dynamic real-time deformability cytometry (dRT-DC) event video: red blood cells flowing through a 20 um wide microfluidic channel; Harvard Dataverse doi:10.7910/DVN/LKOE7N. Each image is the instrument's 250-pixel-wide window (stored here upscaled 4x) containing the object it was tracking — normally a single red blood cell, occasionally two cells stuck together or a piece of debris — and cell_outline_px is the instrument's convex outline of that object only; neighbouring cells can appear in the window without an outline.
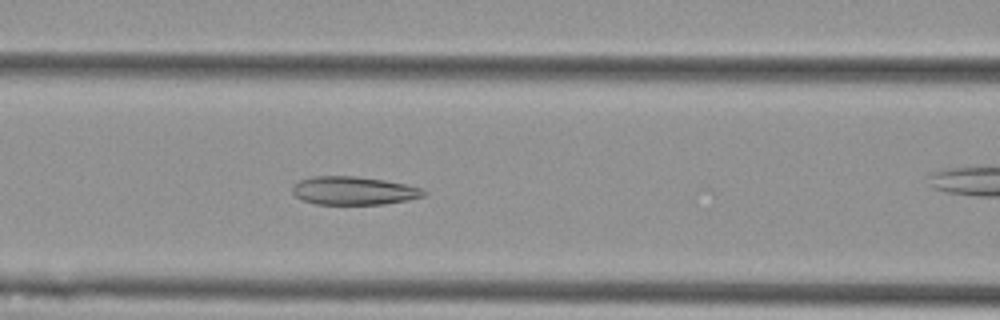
{"species": "Egyptian fruit bat (a non-hibernating species)", "species_latin": "Rousettus aegyptiacus", "temperature_condition": "cold", "stored_images_in_passage": 44, "camera_frame_rate_fps": 3000, "um_per_image_px": 0.085, "animal": {"sex": "female"}, "frame": {"image": 1, "passage_image": 23, "time_ms": 7.333, "image_size_px": [1000, 320], "cell_outline_px": [[428, 192], [424, 196], [408, 200], [384, 204], [316, 204], [304, 200], [296, 196], [292, 192], [292, 184], [296, 180], [312, 176], [356, 176], [384, 180], [404, 184], [420, 188]], "centroid_in_image_um": [30.02, 16.2], "position_along_channel_um": 136.6, "area_um2": 21.73}}
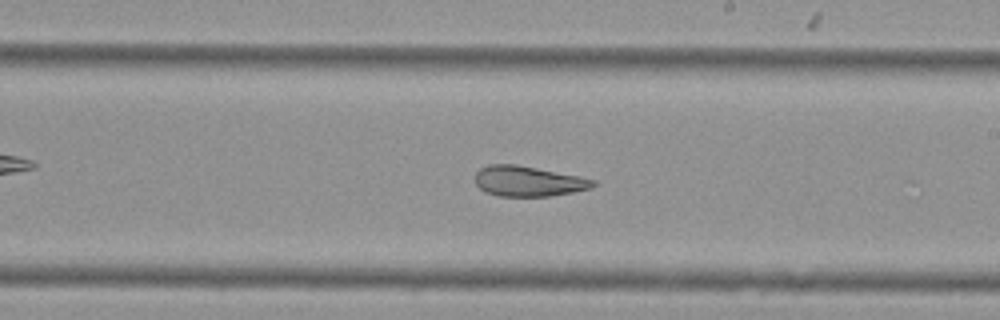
{"frame": {"image": 2, "passage_image": 32, "time_ms": 10.333, "image_size_px": [1000, 320], "cell_outline_px": [[596, 184], [592, 188], [552, 196], [496, 196], [484, 192], [476, 184], [476, 172], [480, 168], [488, 164], [516, 164], [580, 176], [596, 180]], "centroid_in_image_um": [44.9, 15.4], "position_along_channel_um": 244.1, "area_um2": 20.98}}
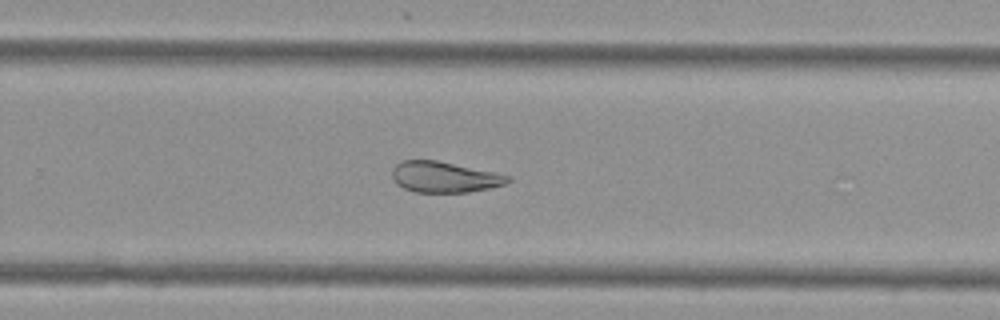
{"frame": {"image": 3, "passage_image": 36, "time_ms": 11.667, "image_size_px": [1000, 320], "cell_outline_px": [[512, 180], [504, 184], [488, 188], [468, 192], [416, 192], [404, 188], [396, 184], [392, 176], [392, 168], [400, 160], [436, 160], [496, 172], [512, 176]], "centroid_in_image_um": [37.77, 15.04], "position_along_channel_um": 292.0, "area_um2": 20.87}}